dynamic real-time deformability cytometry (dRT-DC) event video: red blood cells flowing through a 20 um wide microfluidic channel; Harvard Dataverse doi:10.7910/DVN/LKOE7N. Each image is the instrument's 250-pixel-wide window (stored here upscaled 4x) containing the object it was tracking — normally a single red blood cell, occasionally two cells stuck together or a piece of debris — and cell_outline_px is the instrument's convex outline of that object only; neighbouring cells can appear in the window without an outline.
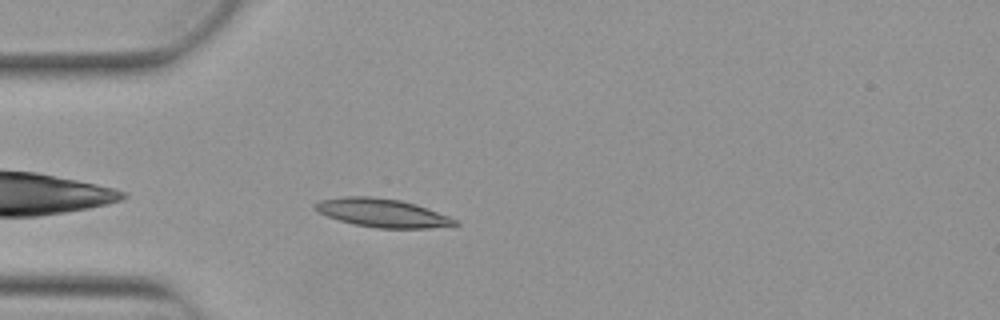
{"species": "Egyptian fruit bat (a non-hibernating species)", "species_latin": "Rousettus aegyptiacus", "temperature_condition": "warm", "stored_images_in_passage": 35, "camera_frame_rate_fps": 3000, "um_per_image_px": 0.085, "animal": {"sex": "female"}, "frame": {"image": 1, "passage_image": 3, "time_ms": 0.667, "image_size_px": [1000, 320], "cell_outline_px": [[460, 224], [428, 228], [376, 228], [352, 224], [328, 216], [312, 208], [312, 204], [320, 200], [344, 196], [372, 196], [400, 200], [416, 204], [448, 216], [456, 220]], "centroid_in_image_um": [32.45, 18.09], "position_along_channel_um": 52.6, "area_um2": 23.12}}
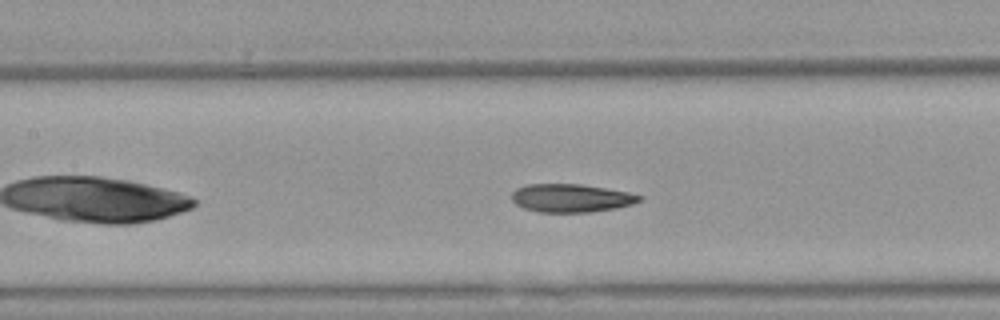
{"frame": {"image": 2, "passage_image": 12, "time_ms": 3.667, "image_size_px": [1000, 320], "cell_outline_px": [[644, 196], [640, 200], [632, 204], [616, 208], [592, 212], [540, 212], [524, 208], [516, 204], [512, 200], [512, 192], [516, 188], [528, 184], [580, 184], [628, 192]], "centroid_in_image_um": [48.54, 16.83], "position_along_channel_um": 158.9, "area_um2": 20.92}}
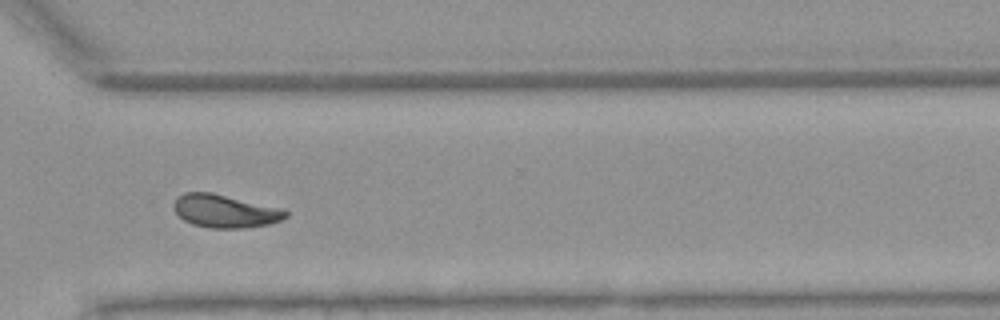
{"frame": {"image": 3, "passage_image": 27, "time_ms": 8.667, "image_size_px": [1000, 320], "cell_outline_px": [[288, 216], [280, 220], [268, 224], [244, 228], [208, 228], [192, 224], [184, 220], [172, 208], [172, 204], [176, 196], [184, 192], [212, 192], [280, 208], [288, 212]], "centroid_in_image_um": [19.06, 17.93], "position_along_channel_um": 351.5, "area_um2": 21.62}, "authors_computed_cell_mechanics": {"area_um2": 21.1548, "velocity_mm_per_s": 3.8579, "shape_relaxation_time_tau1_ms": 9.0971, "shape_relaxation_time_tau2_ms": 2.0344, "deformation_change_tau1": 0.223, "deformation_change_tau2": 0.0776}}